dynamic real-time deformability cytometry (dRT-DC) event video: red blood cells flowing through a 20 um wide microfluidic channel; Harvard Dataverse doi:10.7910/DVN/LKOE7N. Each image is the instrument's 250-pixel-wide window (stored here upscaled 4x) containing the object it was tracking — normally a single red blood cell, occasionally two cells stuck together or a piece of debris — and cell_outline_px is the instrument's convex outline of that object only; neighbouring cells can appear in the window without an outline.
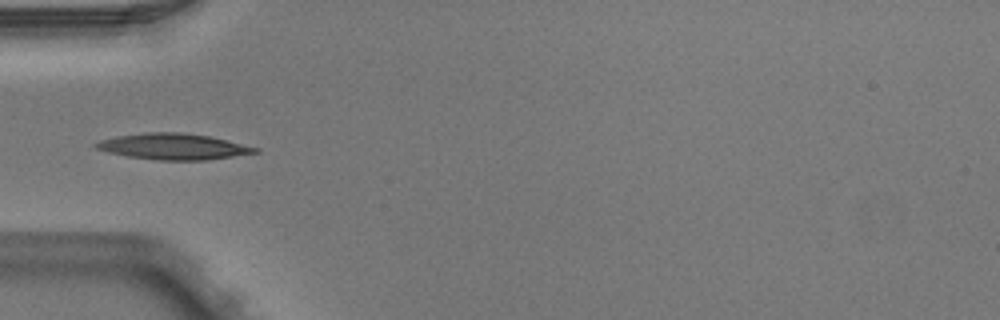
{"species": "Egyptian fruit bat (a non-hibernating species)", "species_latin": "Rousettus aegyptiacus", "temperature_condition": "warm", "stored_images_in_passage": 1, "camera_frame_rate_fps": 3000, "um_per_image_px": 0.085, "animal": {"sex": "male"}, "frame": {"image": 1, "passage_image": 1, "time_ms": 0.0, "image_size_px": [1000, 320], "cell_outline_px": [[260, 152], [208, 160], [156, 160], [128, 156], [108, 152], [96, 148], [92, 144], [100, 140], [116, 136], [148, 132], [180, 132], [208, 136], [260, 148]], "centroid_in_image_um": [14.73, 12.46], "position_along_channel_um": 70.3, "area_um2": 24.04}}